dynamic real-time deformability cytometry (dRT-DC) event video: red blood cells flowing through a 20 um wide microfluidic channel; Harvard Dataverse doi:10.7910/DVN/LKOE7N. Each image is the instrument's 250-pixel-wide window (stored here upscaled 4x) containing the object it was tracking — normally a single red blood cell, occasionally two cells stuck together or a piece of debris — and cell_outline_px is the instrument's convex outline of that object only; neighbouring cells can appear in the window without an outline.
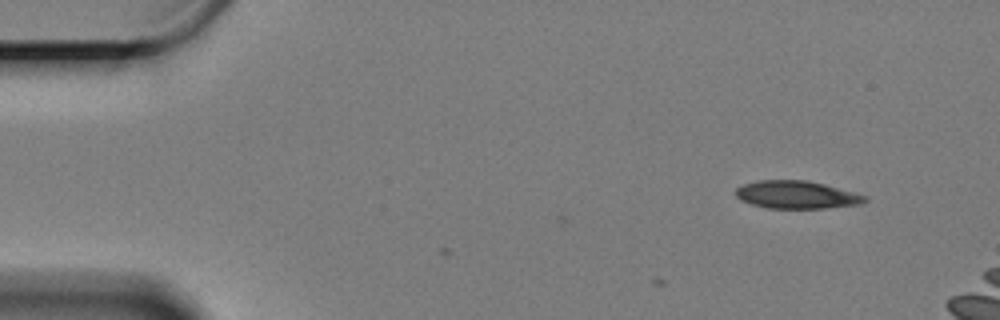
{"species": "Egyptian fruit bat (a non-hibernating species)", "species_latin": "Rousettus aegyptiacus", "temperature_condition": "cold", "stored_images_in_passage": 4, "camera_frame_rate_fps": 3000, "um_per_image_px": 0.085, "animal": {"sex": "female"}, "frame": {"image": 1, "passage_image": 1, "time_ms": 0.0, "image_size_px": [1000, 320], "cell_outline_px": [[868, 200], [860, 204], [824, 208], [768, 208], [752, 204], [740, 200], [736, 196], [736, 188], [744, 184], [756, 180], [808, 180], [824, 184], [868, 196]], "centroid_in_image_um": [67.71, 16.55], "position_along_channel_um": 17.3, "area_um2": 20.87}}